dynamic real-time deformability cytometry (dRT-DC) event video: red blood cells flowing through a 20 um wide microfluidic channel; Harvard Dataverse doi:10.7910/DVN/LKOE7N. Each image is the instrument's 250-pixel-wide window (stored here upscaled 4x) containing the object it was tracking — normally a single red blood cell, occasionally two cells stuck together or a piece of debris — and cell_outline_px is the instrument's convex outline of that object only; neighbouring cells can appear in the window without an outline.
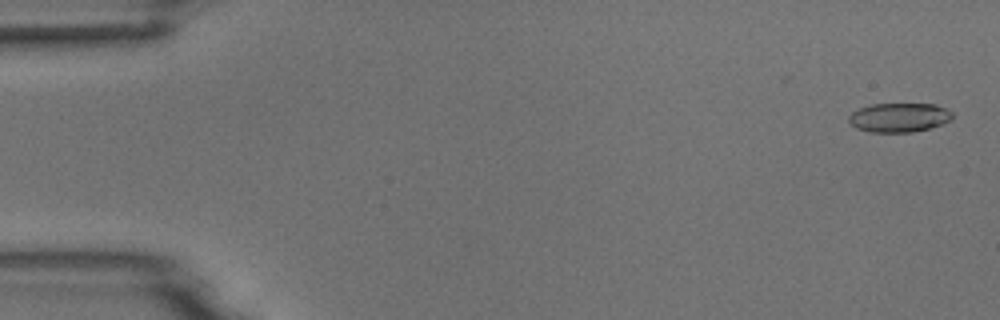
{"species": "common noctule bat (a hibernating species)", "species_latin": "Nyctalus noctula", "temperature_condition": "room temperature", "stored_images_in_passage": 5, "camera_frame_rate_fps": 3000, "um_per_image_px": 0.085, "animal": {"sex": "male", "body_mass_g": 18.8}, "frame": {"image": 1, "passage_image": 1, "time_ms": 0.0, "image_size_px": [1000, 320], "cell_outline_px": [[952, 120], [944, 124], [912, 132], [868, 132], [856, 128], [848, 120], [848, 116], [852, 112], [860, 108], [872, 104], [936, 104], [952, 112]], "centroid_in_image_um": [76.43, 9.99], "position_along_channel_um": 8.6, "area_um2": 17.63}}
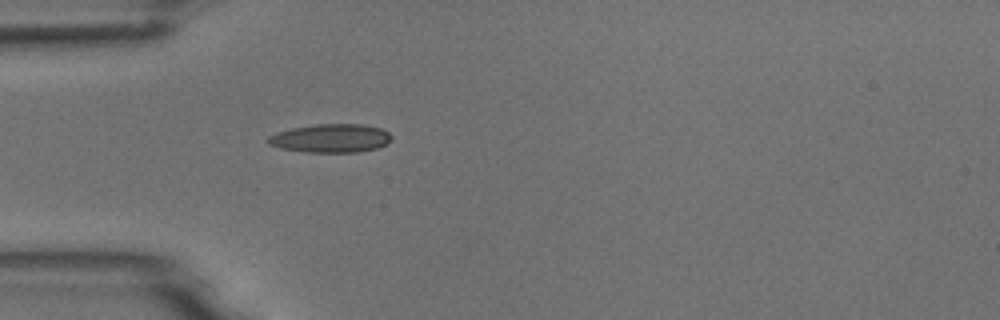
{"frame": {"image": 2, "passage_image": 5, "time_ms": 4.667, "image_size_px": [1000, 320], "cell_outline_px": [[392, 140], [388, 144], [376, 148], [360, 152], [304, 152], [280, 148], [268, 144], [268, 136], [276, 132], [292, 128], [316, 124], [364, 124], [380, 128], [388, 132], [392, 136]], "centroid_in_image_um": [28.13, 11.75], "position_along_channel_um": 56.9, "area_um2": 20.69}}